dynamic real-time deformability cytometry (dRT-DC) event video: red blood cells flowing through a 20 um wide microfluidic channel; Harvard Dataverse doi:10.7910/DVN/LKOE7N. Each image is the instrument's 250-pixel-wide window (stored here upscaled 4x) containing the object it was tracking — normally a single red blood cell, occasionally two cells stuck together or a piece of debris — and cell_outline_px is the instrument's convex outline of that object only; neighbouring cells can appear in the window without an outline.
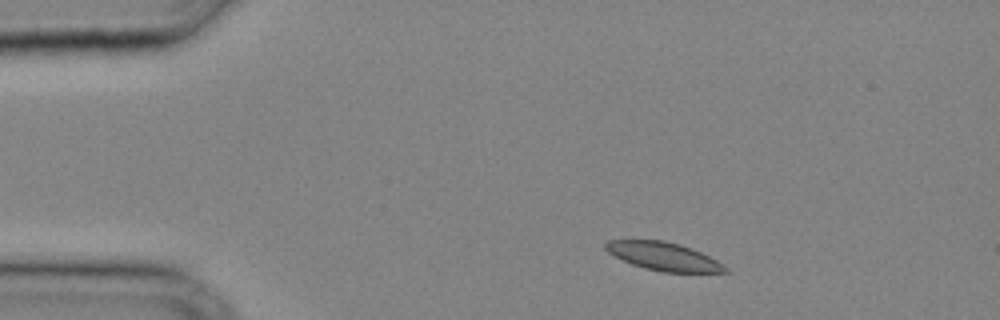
{"species": "common noctule bat (a hibernating species)", "species_latin": "Nyctalus noctula", "temperature_condition": "cold", "stored_images_in_passage": 28, "camera_frame_rate_fps": 3000, "um_per_image_px": 0.085, "animal": {"sex": "male", "body_mass_g": 20.4}, "frame": {"image": 1, "passage_image": 1, "time_ms": 0.0, "image_size_px": [1000, 320], "cell_outline_px": [[728, 272], [660, 272], [644, 268], [632, 264], [608, 252], [604, 248], [604, 244], [608, 240], [664, 240], [680, 244], [700, 252], [716, 260], [728, 268]], "centroid_in_image_um": [56.39, 21.79], "position_along_channel_um": 28.6, "area_um2": 19.48}}
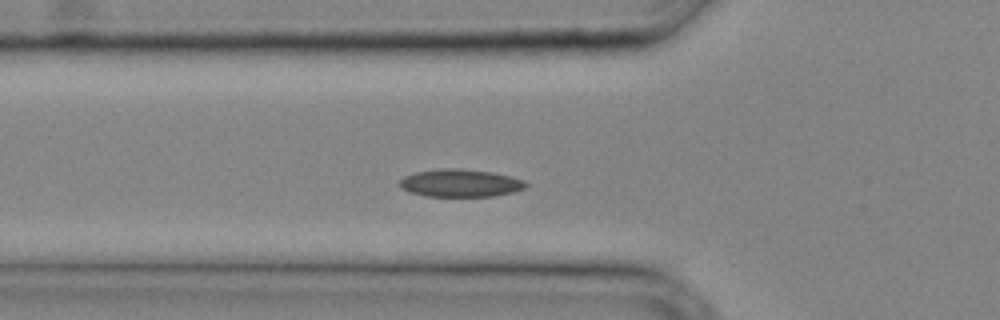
{"frame": {"image": 2, "passage_image": 7, "time_ms": 2.0, "image_size_px": [1000, 320], "cell_outline_px": [[528, 184], [524, 188], [512, 192], [492, 196], [424, 196], [408, 192], [400, 188], [396, 184], [404, 176], [416, 172], [440, 168], [460, 168], [492, 172], [524, 180]], "centroid_in_image_um": [39.06, 15.56], "position_along_channel_um": 86.7, "area_um2": 20.46}}
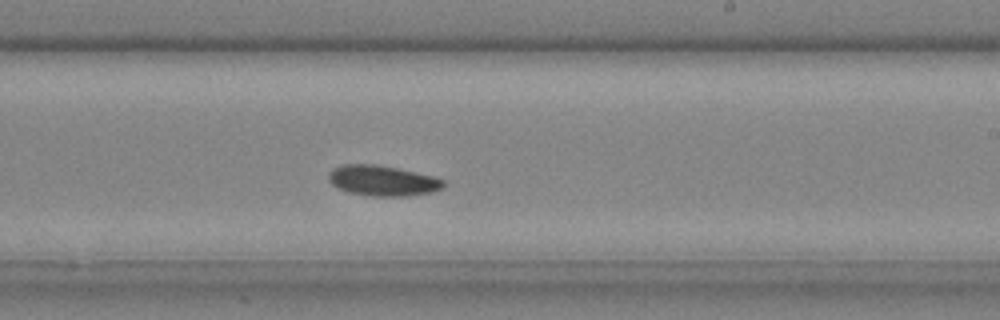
{"frame": {"image": 3, "passage_image": 16, "time_ms": 5.0, "image_size_px": [1000, 320], "cell_outline_px": [[444, 184], [440, 188], [432, 192], [404, 196], [372, 196], [348, 192], [336, 188], [328, 180], [328, 172], [332, 168], [344, 164], [376, 164], [396, 168], [432, 176], [444, 180]], "centroid_in_image_um": [32.44, 15.35], "position_along_channel_um": 256.6, "area_um2": 20.29}}